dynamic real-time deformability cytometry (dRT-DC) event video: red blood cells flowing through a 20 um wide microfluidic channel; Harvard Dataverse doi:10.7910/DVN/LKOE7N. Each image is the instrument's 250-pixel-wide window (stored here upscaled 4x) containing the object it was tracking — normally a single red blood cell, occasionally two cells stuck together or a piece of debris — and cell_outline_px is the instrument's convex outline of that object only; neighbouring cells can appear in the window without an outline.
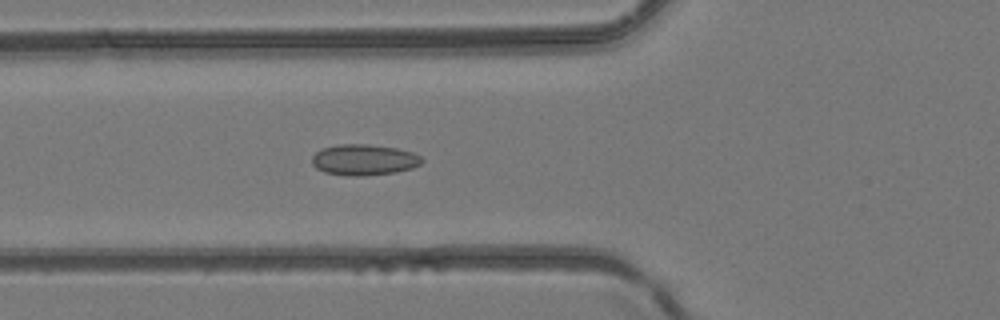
{"species": "common noctule bat (a hibernating species)", "species_latin": "Nyctalus noctula", "temperature_condition": "room temperature", "stored_images_in_passage": 40, "camera_frame_rate_fps": 3000, "um_per_image_px": 0.085, "animal": {"sex": "female", "body_mass_g": 24.6, "forearm_length_mm": 56.2}, "frame": {"image": 1, "passage_image": 10, "time_ms": 3.0, "image_size_px": [1000, 320], "cell_outline_px": [[424, 160], [420, 164], [412, 168], [396, 172], [364, 176], [348, 176], [324, 172], [316, 168], [312, 164], [312, 156], [316, 152], [324, 148], [336, 144], [368, 144], [396, 148], [412, 152], [420, 156]], "centroid_in_image_um": [30.93, 13.59], "position_along_channel_um": 94.9, "area_um2": 19.88}}
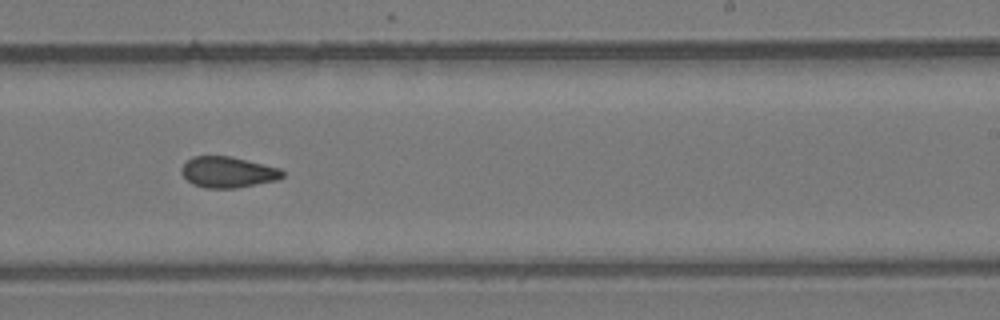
{"frame": {"image": 2, "passage_image": 22, "time_ms": 7.0, "image_size_px": [1000, 320], "cell_outline_px": [[284, 176], [276, 180], [236, 188], [204, 188], [192, 184], [180, 172], [180, 168], [192, 156], [228, 156], [280, 168], [284, 172]], "centroid_in_image_um": [19.34, 14.64], "position_along_channel_um": 269.7, "area_um2": 18.09}}
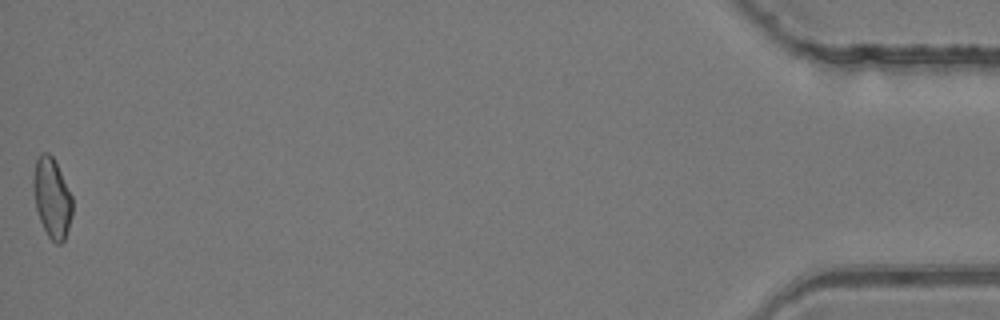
{"frame": {"image": 3, "passage_image": 40, "time_ms": 13.0, "image_size_px": [1000, 320], "cell_outline_px": [[72, 216], [64, 240], [60, 244], [56, 244], [48, 236], [40, 220], [36, 208], [32, 188], [32, 180], [36, 160], [40, 152], [48, 152], [52, 156], [72, 196]], "centroid_in_image_um": [4.4, 16.82], "position_along_channel_um": 430.8, "area_um2": 18.09}}